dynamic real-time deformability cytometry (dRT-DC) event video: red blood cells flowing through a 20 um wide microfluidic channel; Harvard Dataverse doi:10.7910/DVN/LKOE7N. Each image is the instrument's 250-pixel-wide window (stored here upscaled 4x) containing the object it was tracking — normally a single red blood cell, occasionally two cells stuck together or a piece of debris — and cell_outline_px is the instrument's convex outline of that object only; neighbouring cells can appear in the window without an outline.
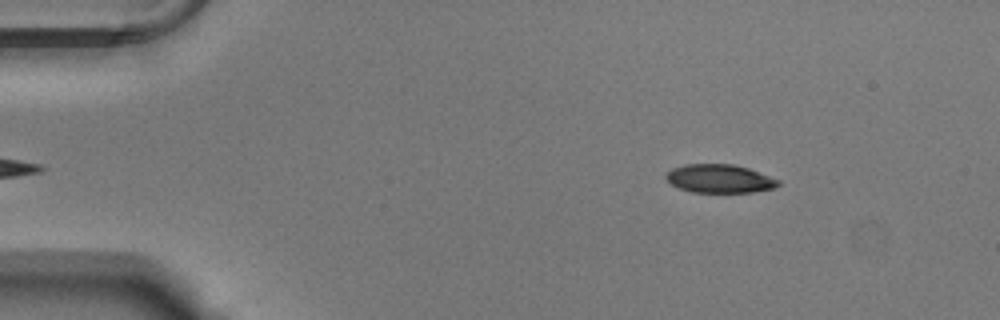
{"species": "Egyptian fruit bat (a non-hibernating species)", "species_latin": "Rousettus aegyptiacus", "temperature_condition": "warm", "stored_images_in_passage": 49, "camera_frame_rate_fps": 3000, "um_per_image_px": 0.085, "animal": {"sex": "male"}, "frame": {"image": 1, "passage_image": 3, "time_ms": 0.667, "image_size_px": [1000, 320], "cell_outline_px": [[780, 184], [776, 188], [752, 192], [692, 192], [680, 188], [672, 184], [664, 176], [672, 168], [684, 164], [736, 164], [748, 168], [780, 180]], "centroid_in_image_um": [61.19, 15.18], "position_along_channel_um": 23.8, "area_um2": 18.61}}
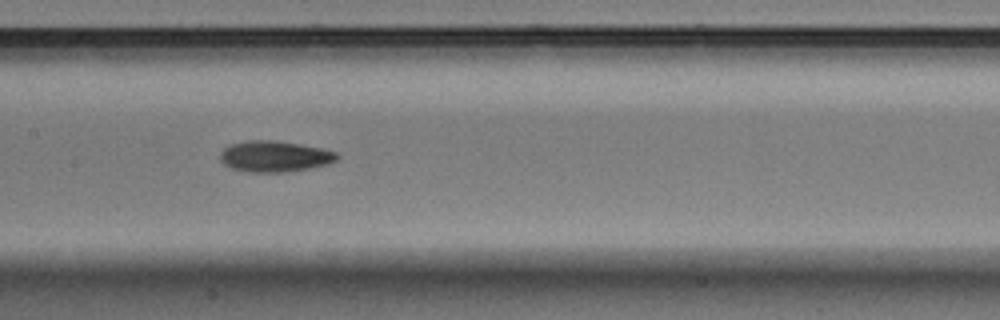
{"frame": {"image": 2, "passage_image": 22, "time_ms": 7.0, "image_size_px": [1000, 320], "cell_outline_px": [[340, 156], [336, 160], [328, 164], [308, 168], [280, 172], [248, 172], [232, 168], [224, 164], [220, 160], [220, 152], [224, 148], [232, 144], [248, 140], [276, 140], [300, 144], [320, 148], [336, 152]], "centroid_in_image_um": [23.33, 13.28], "position_along_channel_um": 184.1, "area_um2": 20.98}}
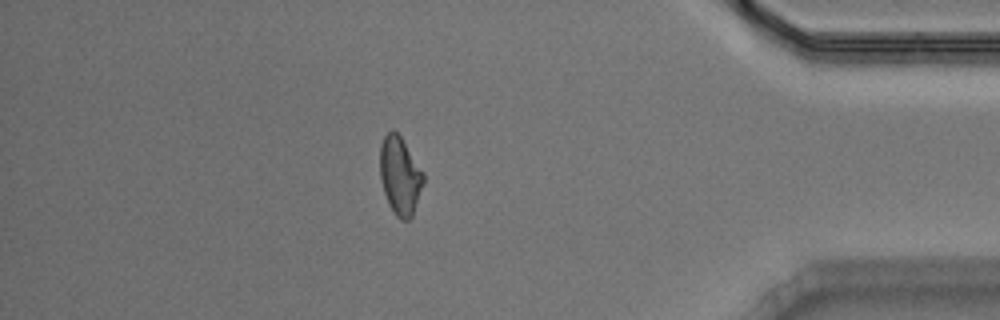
{"frame": {"image": 3, "passage_image": 42, "time_ms": 13.667, "image_size_px": [1000, 320], "cell_outline_px": [[424, 184], [412, 216], [408, 220], [400, 220], [396, 216], [388, 204], [384, 192], [380, 176], [380, 144], [384, 136], [388, 132], [396, 132], [400, 136], [424, 172]], "centroid_in_image_um": [34.01, 14.96], "position_along_channel_um": 401.2, "area_um2": 19.71}, "authors_computed_cell_mechanics": {"area_um2": 20.1144, "velocity_mm_per_s": 3.7859, "shape_relaxation_time_tau1_ms": 4.4795, "shape_relaxation_time_tau2_ms": 6.54, "deformation_change_tau1": 0.1369, "deformation_change_tau2": 0.1323}}